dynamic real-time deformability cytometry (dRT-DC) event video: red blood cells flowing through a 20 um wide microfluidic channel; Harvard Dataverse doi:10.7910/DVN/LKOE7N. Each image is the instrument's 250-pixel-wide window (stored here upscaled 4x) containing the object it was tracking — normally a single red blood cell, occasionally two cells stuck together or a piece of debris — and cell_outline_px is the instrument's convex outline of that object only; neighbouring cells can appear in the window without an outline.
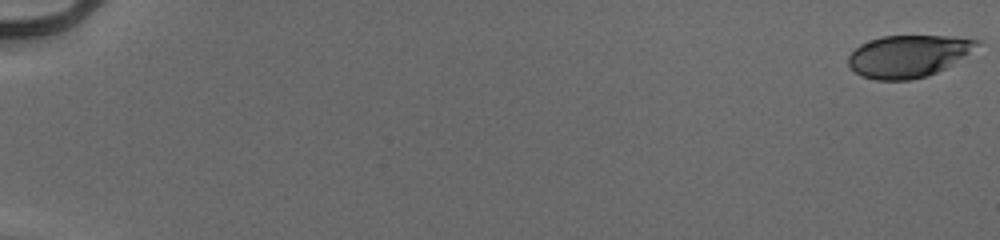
{"species": "human", "species_latin": "Homo sapiens", "temperature_condition": "cold", "stored_images_in_passage": 17, "camera_frame_rate_fps": 3000, "um_per_image_px": 0.085, "donor": {"sex": "male"}, "frame": {"image": 1, "passage_image": 1, "time_ms": 0.0, "image_size_px": [1000, 240], "cell_outline_px": [[980, 40], [964, 56], [952, 64], [928, 76], [912, 80], [876, 80], [860, 76], [848, 64], [848, 56], [860, 44], [880, 36], [952, 36]], "centroid_in_image_um": [77.14, 4.78], "position_along_channel_um": 7.9, "area_um2": 31.27}}
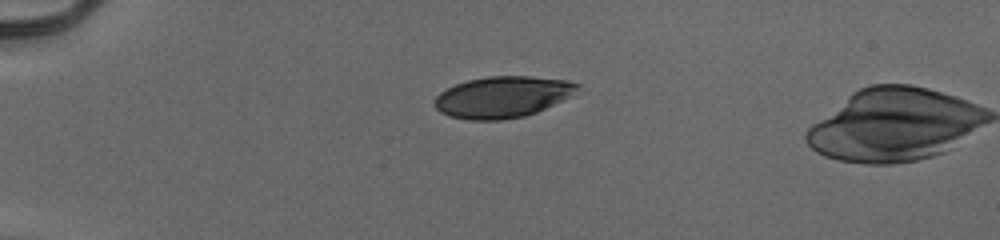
{"frame": {"image": 2, "passage_image": 16, "time_ms": 5.0, "image_size_px": [1000, 240], "cell_outline_px": [[580, 84], [572, 96], [536, 112], [524, 116], [500, 120], [468, 120], [448, 116], [440, 112], [432, 104], [436, 96], [440, 92], [456, 84], [468, 80], [488, 76], [532, 76], [568, 80]], "centroid_in_image_um": [42.7, 8.24], "position_along_channel_um": 42.3, "area_um2": 34.51}}